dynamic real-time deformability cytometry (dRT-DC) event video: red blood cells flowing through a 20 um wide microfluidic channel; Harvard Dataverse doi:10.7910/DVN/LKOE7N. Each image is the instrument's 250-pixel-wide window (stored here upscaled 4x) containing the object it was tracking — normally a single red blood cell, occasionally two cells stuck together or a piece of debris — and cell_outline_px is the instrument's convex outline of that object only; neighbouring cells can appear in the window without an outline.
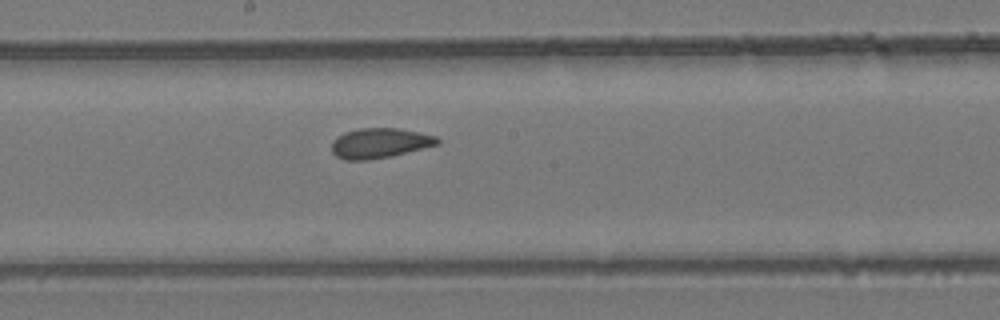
{"species": "common noctule bat (a hibernating species)", "species_latin": "Nyctalus noctula", "temperature_condition": "room temperature", "stored_images_in_passage": 8, "segment_of_instrument_passage": [1, 2], "camera_frame_rate_fps": 3000, "um_per_image_px": 0.085, "animal": {"sex": "female", "body_mass_g": 24.6, "forearm_length_mm": 56.2}, "frame": {"image": 1, "passage_image": 7, "time_ms": 8.0, "image_size_px": [1000, 320], "cell_outline_px": [[440, 144], [392, 156], [368, 160], [344, 160], [336, 156], [332, 152], [332, 140], [344, 132], [360, 128], [400, 128], [436, 136], [440, 140]], "centroid_in_image_um": [32.27, 12.16], "position_along_channel_um": 215.9, "area_um2": 18.61}}